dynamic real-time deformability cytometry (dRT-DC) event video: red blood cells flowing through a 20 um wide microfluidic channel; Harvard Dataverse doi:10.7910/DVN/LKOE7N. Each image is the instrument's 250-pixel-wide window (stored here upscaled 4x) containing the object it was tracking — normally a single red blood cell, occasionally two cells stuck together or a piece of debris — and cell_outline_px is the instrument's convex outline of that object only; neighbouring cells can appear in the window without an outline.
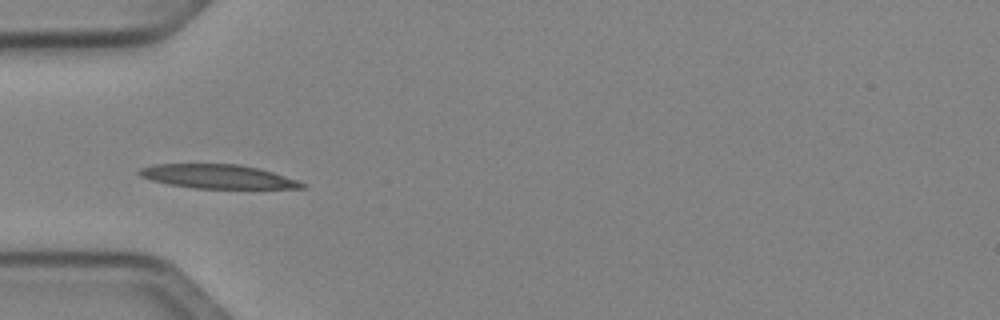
{"species": "Egyptian fruit bat (a non-hibernating species)", "species_latin": "Rousettus aegyptiacus", "temperature_condition": "cold", "stored_images_in_passage": 34, "camera_frame_rate_fps": 3000, "um_per_image_px": 0.085, "animal": {"sex": "female"}, "frame": {"image": 1, "passage_image": 1, "time_ms": 0.0, "image_size_px": [1000, 320], "cell_outline_px": [[308, 188], [196, 188], [168, 184], [152, 180], [140, 176], [136, 172], [140, 168], [152, 164], [240, 164], [260, 168], [308, 184]], "centroid_in_image_um": [18.5, 14.99], "position_along_channel_um": 66.5, "area_um2": 22.66}}
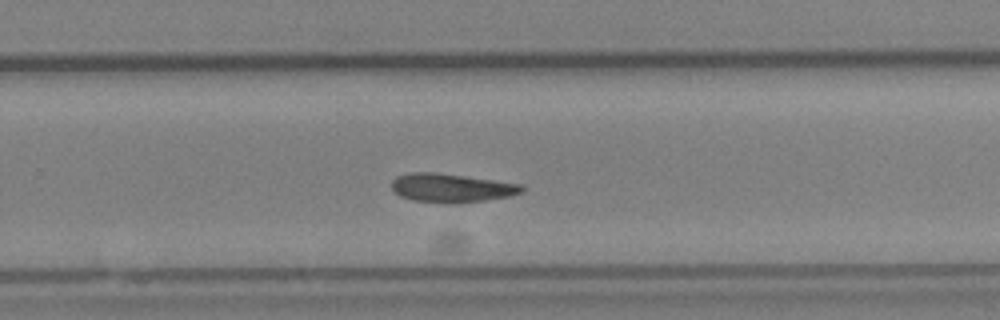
{"frame": {"image": 2, "passage_image": 18, "time_ms": 5.667, "image_size_px": [1000, 320], "cell_outline_px": [[524, 188], [520, 192], [508, 196], [484, 200], [456, 204], [448, 204], [412, 200], [400, 196], [392, 188], [392, 180], [396, 176], [408, 172], [436, 172], [520, 184]], "centroid_in_image_um": [38.29, 15.97], "position_along_channel_um": 291.5, "area_um2": 21.68}}
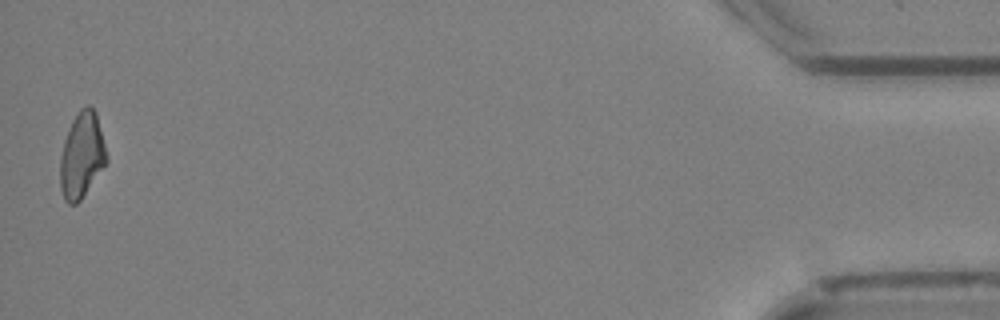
{"frame": {"image": 3, "passage_image": 34, "time_ms": 11.0, "image_size_px": [1000, 320], "cell_outline_px": [[108, 160], [80, 200], [76, 204], [68, 204], [64, 200], [60, 188], [60, 156], [64, 140], [68, 128], [72, 120], [80, 108], [88, 104], [96, 112], [108, 156]], "centroid_in_image_um": [6.94, 13.18], "position_along_channel_um": 428.3, "area_um2": 23.18}, "authors_computed_cell_mechanics": {"area_um2": 21.7039, "velocity_mm_per_s": 4.0107, "shape_relaxation_time_tau1_ms": 10.0518, "shape_relaxation_time_tau2_ms": null, "deformation_change_tau1": 0.1983, "deformation_change_tau2": null}}